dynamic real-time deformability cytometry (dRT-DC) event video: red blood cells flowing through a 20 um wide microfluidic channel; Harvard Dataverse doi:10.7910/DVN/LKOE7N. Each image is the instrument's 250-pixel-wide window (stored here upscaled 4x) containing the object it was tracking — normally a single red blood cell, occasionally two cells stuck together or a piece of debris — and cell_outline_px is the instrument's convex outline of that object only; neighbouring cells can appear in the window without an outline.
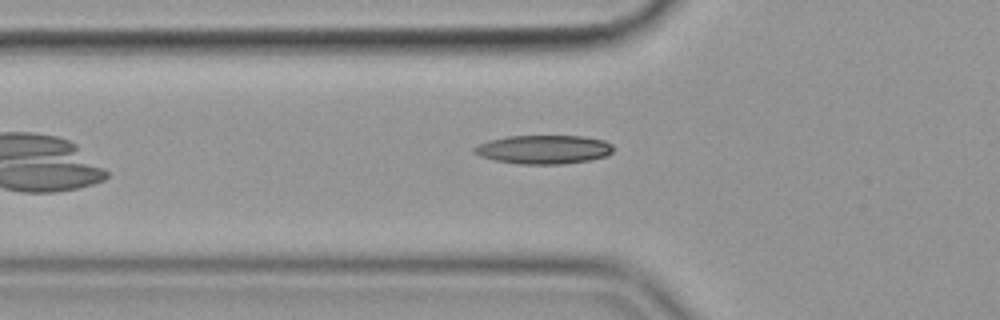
{"species": "common noctule bat (a hibernating species)", "species_latin": "Nyctalus noctula", "temperature_condition": "cold", "stored_images_in_passage": 39, "camera_frame_rate_fps": 3000, "um_per_image_px": 0.085, "animal": {"sex": "female", "body_mass_g": 19.9}, "frame": {"image": 1, "passage_image": 2, "time_ms": 0.333, "image_size_px": [1000, 320], "cell_outline_px": [[612, 152], [604, 156], [592, 160], [560, 164], [520, 164], [496, 160], [480, 156], [472, 152], [472, 148], [476, 144], [488, 140], [508, 136], [584, 136], [604, 140], [612, 144]], "centroid_in_image_um": [46.18, 12.7], "position_along_channel_um": 79.6, "area_um2": 23.41}}
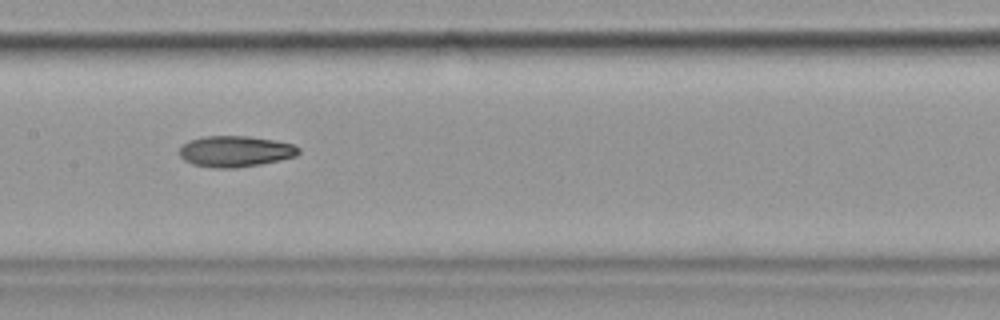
{"frame": {"image": 2, "passage_image": 11, "time_ms": 3.333, "image_size_px": [1000, 320], "cell_outline_px": [[300, 152], [296, 156], [280, 160], [260, 164], [236, 168], [216, 168], [192, 164], [184, 160], [180, 156], [180, 148], [188, 140], [204, 136], [248, 136], [276, 140], [292, 144], [300, 148]], "centroid_in_image_um": [20.01, 12.86], "position_along_channel_um": 187.4, "area_um2": 21.62}}
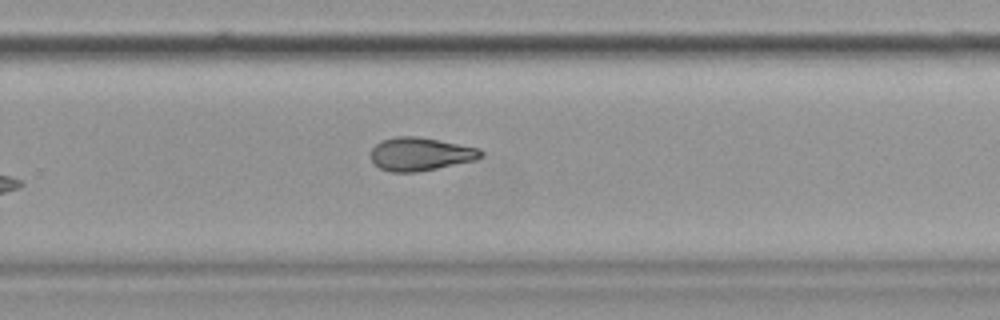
{"frame": {"image": 3, "passage_image": 20, "time_ms": 6.333, "image_size_px": [1000, 320], "cell_outline_px": [[484, 152], [476, 160], [416, 172], [392, 172], [380, 168], [372, 160], [372, 148], [380, 140], [396, 136], [420, 136], [480, 148]], "centroid_in_image_um": [35.74, 13.08], "position_along_channel_um": 294.1, "area_um2": 21.27}, "authors_computed_cell_mechanics": {"area_um2": 21.675, "velocity_mm_per_s": 3.5714, "shape_relaxation_time_tau1_ms": 9.8777, "shape_relaxation_time_tau2_ms": 3.5573, "deformation_change_tau1": 0.2165, "deformation_change_tau2": 0.1123}}